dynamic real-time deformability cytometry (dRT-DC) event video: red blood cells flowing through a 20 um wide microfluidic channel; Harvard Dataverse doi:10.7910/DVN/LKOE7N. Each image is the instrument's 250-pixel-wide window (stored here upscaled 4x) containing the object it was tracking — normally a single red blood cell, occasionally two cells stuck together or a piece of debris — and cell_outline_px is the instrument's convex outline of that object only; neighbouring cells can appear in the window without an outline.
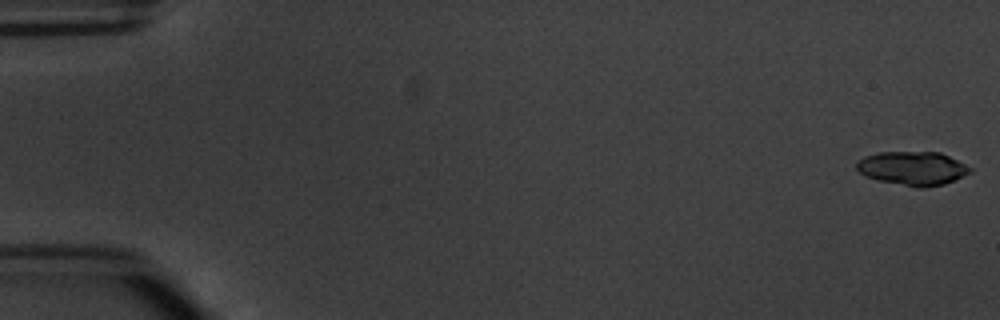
{"species": "common noctule bat (a hibernating species)", "species_latin": "Nyctalus noctula", "temperature_condition": "warm", "stored_images_in_passage": 5, "camera_frame_rate_fps": 3000, "um_per_image_px": 0.085, "animal": {"sex": "male", "body_mass_g": 20.1, "forearm_length_mm": 53.5}, "frame": {"image": 1, "passage_image": 1, "time_ms": 0.0, "image_size_px": [1000, 320], "cell_outline_px": [[972, 172], [944, 184], [924, 188], [916, 188], [876, 180], [864, 176], [856, 168], [856, 164], [864, 156], [880, 152], [940, 152], [972, 168]], "centroid_in_image_um": [77.55, 14.32], "position_along_channel_um": 7.4, "area_um2": 22.37}}
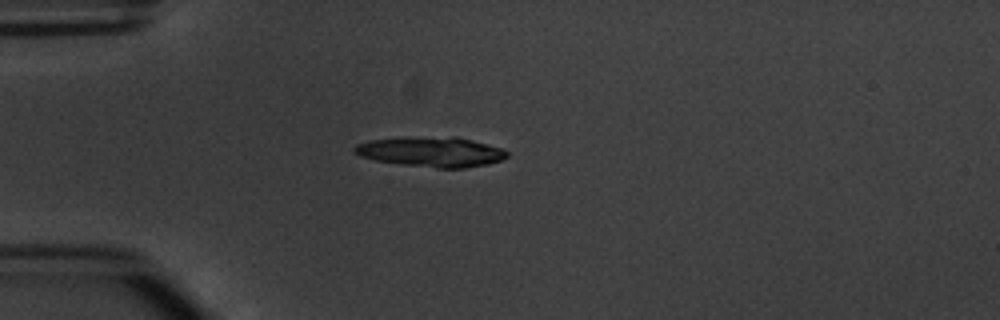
{"frame": {"image": 2, "passage_image": 5, "time_ms": 4.667, "image_size_px": [1000, 320], "cell_outline_px": [[508, 156], [500, 160], [488, 164], [464, 168], [436, 168], [404, 164], [376, 160], [360, 156], [352, 152], [352, 148], [356, 144], [368, 140], [452, 136], [456, 136], [488, 144], [500, 148], [508, 152]], "centroid_in_image_um": [36.66, 12.91], "position_along_channel_um": 48.3, "area_um2": 26.36}}